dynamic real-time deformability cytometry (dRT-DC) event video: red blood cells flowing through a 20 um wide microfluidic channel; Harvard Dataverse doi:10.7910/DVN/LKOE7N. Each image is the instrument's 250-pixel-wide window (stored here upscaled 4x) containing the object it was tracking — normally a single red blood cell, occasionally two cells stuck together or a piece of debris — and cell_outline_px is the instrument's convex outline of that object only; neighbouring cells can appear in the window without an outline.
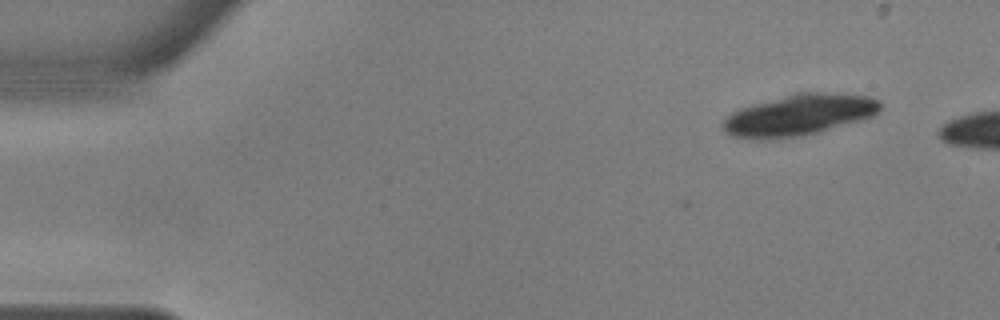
{"species": "common noctule bat (a hibernating species)", "species_latin": "Nyctalus noctula", "temperature_condition": "warm", "stored_images_in_passage": 4, "camera_frame_rate_fps": 3000, "um_per_image_px": 0.085, "animal": {"sex": "male", "body_mass_g": 17.9, "forearm_length_mm": 54.2}, "frame": {"image": 1, "passage_image": 4, "time_ms": 1.0, "image_size_px": [1000, 320], "cell_outline_px": [[880, 112], [872, 116], [860, 120], [820, 132], [800, 136], [768, 140], [752, 140], [732, 136], [724, 128], [724, 120], [732, 112], [740, 108], [796, 92], [816, 92], [868, 96], [880, 100]], "centroid_in_image_um": [67.92, 9.79], "position_along_channel_um": 17.1, "area_um2": 37.63}}